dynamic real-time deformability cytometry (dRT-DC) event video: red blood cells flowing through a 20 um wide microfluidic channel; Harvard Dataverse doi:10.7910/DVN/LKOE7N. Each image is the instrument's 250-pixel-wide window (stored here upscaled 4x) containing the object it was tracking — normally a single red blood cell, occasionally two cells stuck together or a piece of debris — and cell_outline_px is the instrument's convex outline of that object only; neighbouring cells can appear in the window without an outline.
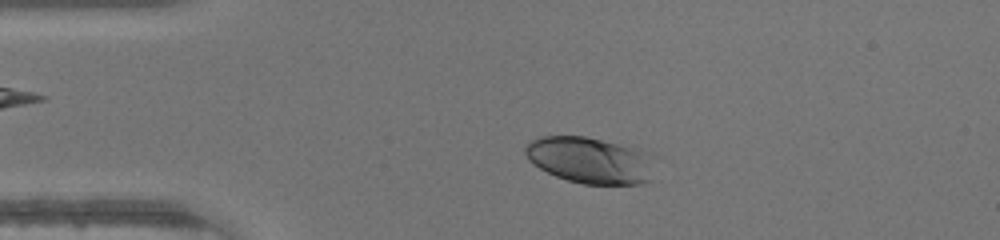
{"species": "human", "species_latin": "Homo sapiens", "temperature_condition": "warm", "stored_images_in_passage": 44, "camera_frame_rate_fps": 3000, "um_per_image_px": 0.085, "donor": {"sex": "male"}, "frame": {"image": 1, "passage_image": 7, "time_ms": 2.0, "image_size_px": [1000, 240], "cell_outline_px": [[652, 180], [644, 184], [584, 184], [568, 180], [556, 176], [540, 168], [528, 160], [524, 152], [524, 144], [540, 136], [584, 136], [616, 144], [644, 152]], "centroid_in_image_um": [50.01, 13.63], "position_along_channel_um": 35.0, "area_um2": 34.04}}
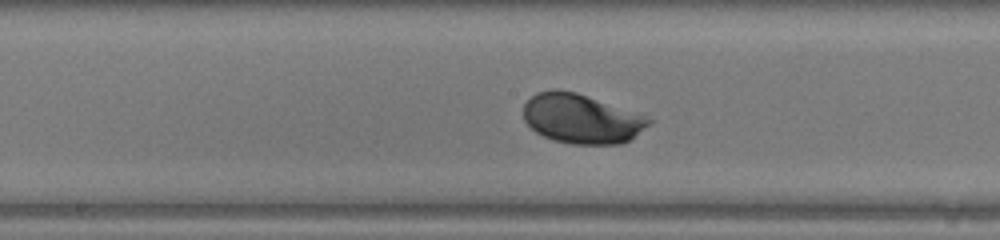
{"frame": {"image": 2, "passage_image": 21, "time_ms": 6.667, "image_size_px": [1000, 240], "cell_outline_px": [[656, 120], [652, 124], [628, 140], [620, 144], [572, 144], [552, 140], [536, 132], [524, 120], [524, 104], [536, 92], [552, 88], [556, 88], [576, 92]], "centroid_in_image_um": [49.41, 10.09], "position_along_channel_um": 198.8, "area_um2": 36.01}}
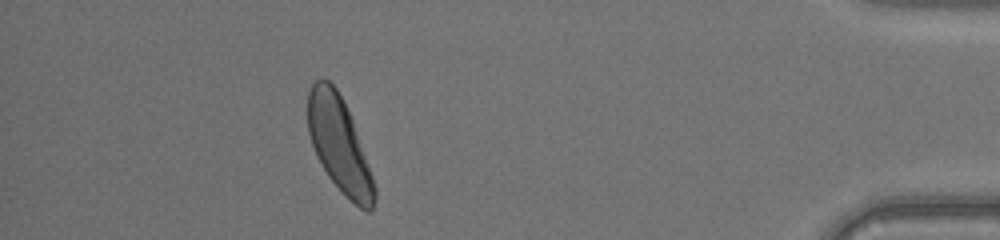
{"frame": {"image": 3, "passage_image": 39, "time_ms": 12.667, "image_size_px": [1000, 240], "cell_outline_px": [[376, 196], [372, 208], [368, 212], [364, 212], [328, 176], [316, 156], [308, 132], [308, 92], [312, 84], [320, 76], [324, 76], [336, 88], [352, 120], [372, 176], [376, 188]], "centroid_in_image_um": [28.81, 12.25], "position_along_channel_um": 406.4, "area_um2": 36.07}}